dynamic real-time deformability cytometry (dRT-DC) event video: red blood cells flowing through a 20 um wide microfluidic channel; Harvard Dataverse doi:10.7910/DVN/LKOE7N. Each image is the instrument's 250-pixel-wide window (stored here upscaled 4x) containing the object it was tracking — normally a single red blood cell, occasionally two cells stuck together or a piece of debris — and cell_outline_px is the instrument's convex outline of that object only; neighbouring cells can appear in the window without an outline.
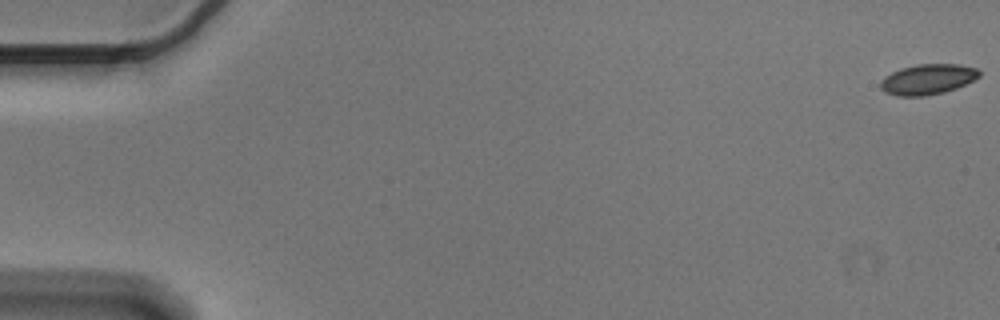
{"species": "Egyptian fruit bat (a non-hibernating species)", "species_latin": "Rousettus aegyptiacus", "temperature_condition": "cold", "stored_images_in_passage": 5, "camera_frame_rate_fps": 3000, "um_per_image_px": 0.085, "animal": {"sex": "male"}, "frame": {"image": 1, "passage_image": 1, "time_ms": 0.0, "image_size_px": [1000, 320], "cell_outline_px": [[980, 76], [956, 88], [944, 92], [924, 96], [896, 96], [884, 92], [880, 88], [880, 80], [884, 76], [900, 68], [916, 64], [960, 64], [976, 68], [980, 72]], "centroid_in_image_um": [78.81, 6.74], "position_along_channel_um": 6.2, "area_um2": 17.57}}